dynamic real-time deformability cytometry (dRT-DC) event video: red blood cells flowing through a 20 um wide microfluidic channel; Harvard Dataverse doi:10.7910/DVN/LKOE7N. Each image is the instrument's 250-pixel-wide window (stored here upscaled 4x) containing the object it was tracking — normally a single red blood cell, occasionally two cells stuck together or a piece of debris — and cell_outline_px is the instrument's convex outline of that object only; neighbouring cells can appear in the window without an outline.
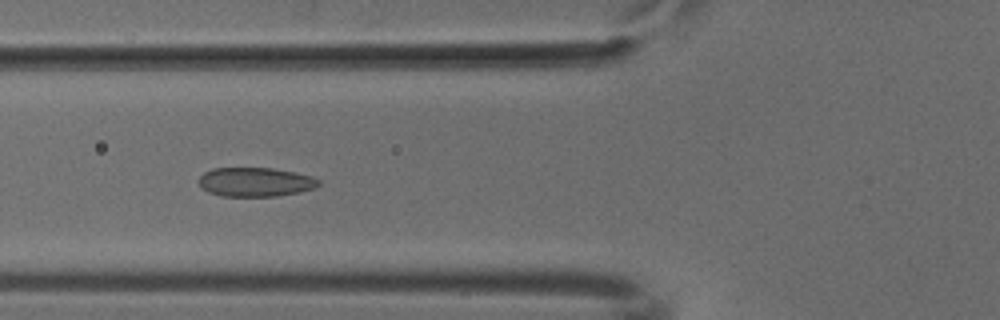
{"species": "common noctule bat (a hibernating species)", "species_latin": "Nyctalus noctula", "temperature_condition": "cold", "stored_images_in_passage": 53, "camera_frame_rate_fps": 3000, "um_per_image_px": 0.085, "animal": {"sex": "male", "body_mass_g": 18.8}, "frame": {"image": 1, "passage_image": 20, "time_ms": 6.333, "image_size_px": [1000, 320], "cell_outline_px": [[320, 184], [316, 188], [300, 192], [276, 196], [220, 196], [208, 192], [200, 188], [196, 180], [204, 172], [212, 168], [272, 168], [296, 172], [312, 176], [320, 180]], "centroid_in_image_um": [21.68, 15.47], "position_along_channel_um": 104.1, "area_um2": 20.69}}
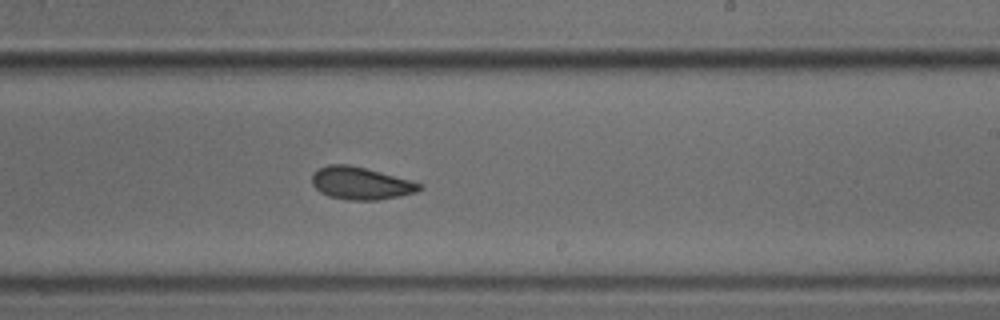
{"frame": {"image": 2, "passage_image": 32, "time_ms": 10.333, "image_size_px": [1000, 320], "cell_outline_px": [[424, 188], [416, 192], [400, 196], [380, 200], [348, 200], [328, 196], [320, 192], [312, 184], [312, 176], [320, 168], [328, 164], [348, 164], [380, 172], [424, 184]], "centroid_in_image_um": [30.69, 15.59], "position_along_channel_um": 258.3, "area_um2": 20.29}}
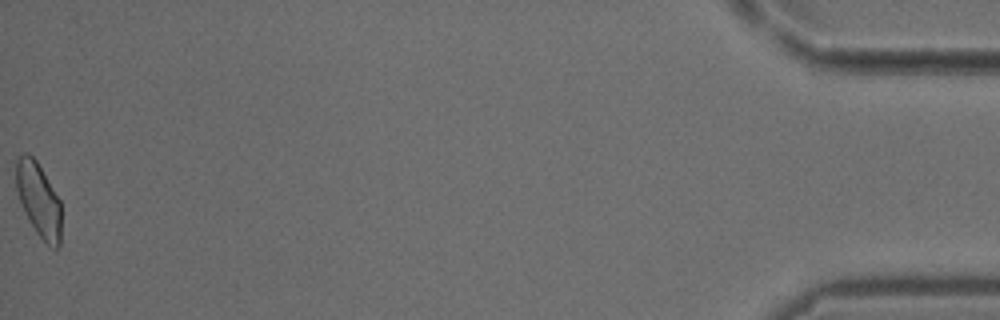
{"frame": {"image": 3, "passage_image": 53, "time_ms": 17.333, "image_size_px": [1000, 320], "cell_outline_px": [[60, 244], [56, 248], [52, 248], [36, 232], [28, 220], [24, 212], [16, 188], [16, 160], [24, 152], [28, 152], [36, 160], [60, 200]], "centroid_in_image_um": [3.27, 16.96], "position_along_channel_um": 431.9, "area_um2": 19.25}}